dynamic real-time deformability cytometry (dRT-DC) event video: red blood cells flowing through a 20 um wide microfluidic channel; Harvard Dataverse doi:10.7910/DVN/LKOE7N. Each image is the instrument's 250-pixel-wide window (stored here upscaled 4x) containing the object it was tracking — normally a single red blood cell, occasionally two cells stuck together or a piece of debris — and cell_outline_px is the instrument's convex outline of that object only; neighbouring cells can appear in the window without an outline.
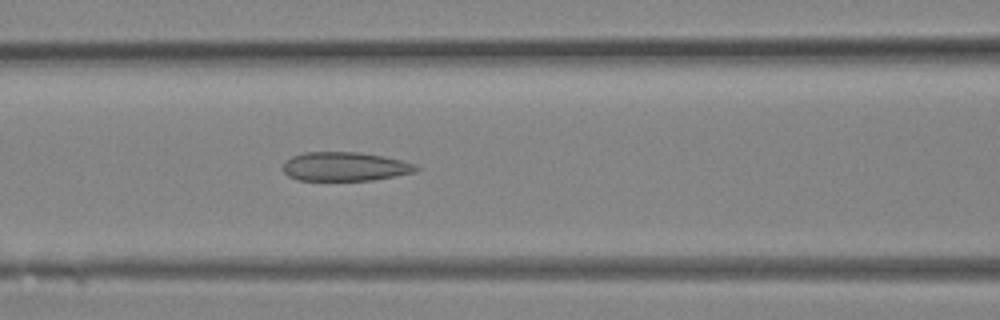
{"species": "Egyptian fruit bat (a non-hibernating species)", "species_latin": "Rousettus aegyptiacus", "temperature_condition": "room temperature", "stored_images_in_passage": 8, "camera_frame_rate_fps": 3000, "um_per_image_px": 0.085, "animal": {"sex": "female"}, "frame": {"image": 1, "passage_image": 4, "time_ms": 1.0, "image_size_px": [1000, 320], "cell_outline_px": [[420, 168], [416, 172], [372, 180], [296, 180], [288, 176], [280, 168], [284, 160], [292, 156], [304, 152], [360, 152], [384, 156], [416, 164]], "centroid_in_image_um": [29.28, 14.15], "position_along_channel_um": 137.3, "area_um2": 22.72}}
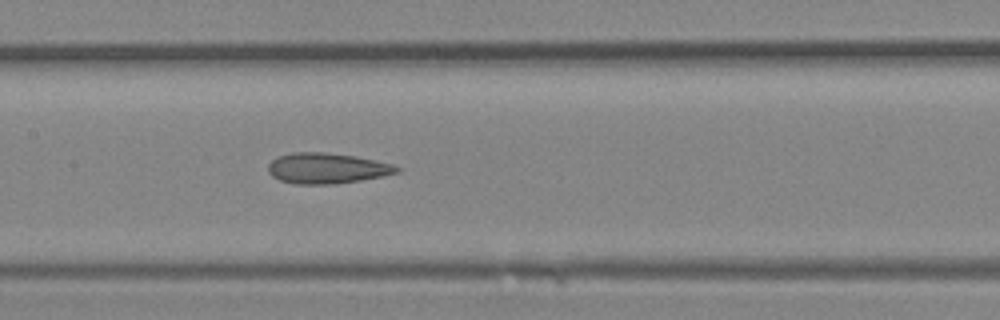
{"frame": {"image": 2, "passage_image": 6, "time_ms": 1.667, "image_size_px": [1000, 320], "cell_outline_px": [[404, 168], [400, 172], [360, 180], [332, 184], [296, 184], [280, 180], [272, 176], [268, 172], [268, 164], [272, 160], [280, 156], [292, 152], [324, 152], [352, 156], [376, 160], [392, 164]], "centroid_in_image_um": [27.79, 14.3], "position_along_channel_um": 179.6, "area_um2": 22.83}}
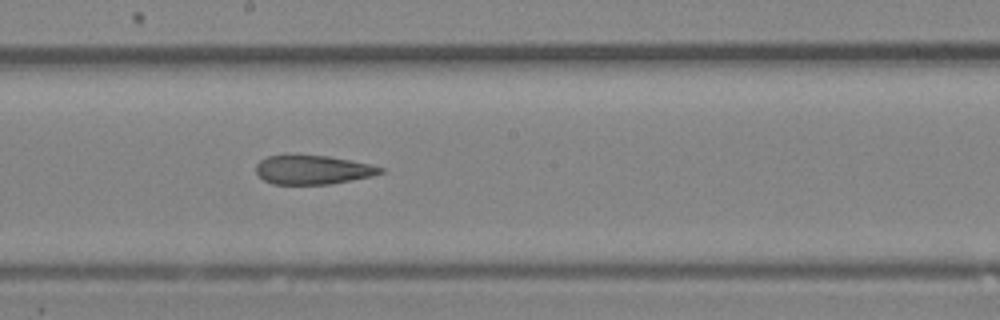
{"frame": {"image": 3, "passage_image": 8, "time_ms": 2.333, "image_size_px": [1000, 320], "cell_outline_px": [[384, 172], [372, 176], [352, 180], [328, 184], [272, 184], [264, 180], [256, 172], [256, 164], [260, 160], [268, 156], [328, 156], [372, 164], [384, 168]], "centroid_in_image_um": [26.62, 14.44], "position_along_channel_um": 221.6, "area_um2": 20.81}}